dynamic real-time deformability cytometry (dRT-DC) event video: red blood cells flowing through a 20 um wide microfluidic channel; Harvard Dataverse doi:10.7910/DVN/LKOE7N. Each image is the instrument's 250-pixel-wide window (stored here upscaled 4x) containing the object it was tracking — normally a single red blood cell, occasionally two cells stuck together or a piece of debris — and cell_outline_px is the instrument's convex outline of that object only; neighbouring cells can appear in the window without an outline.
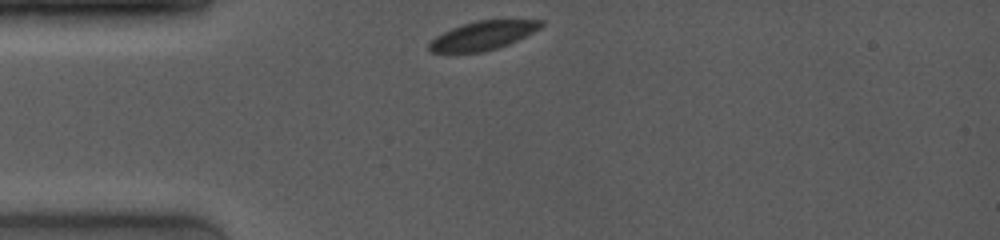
{"species": "common noctule bat (a hibernating species)", "species_latin": "Nyctalus noctula", "temperature_condition": "room temperature", "stored_images_in_passage": 42, "camera_frame_rate_fps": 4000, "um_per_image_px": 0.085, "animal": {"sex": "female", "body_mass_g": 19.0, "forearm_length_mm": 53.3}, "frame": {"image": 1, "passage_image": 1, "time_ms": 0.0, "image_size_px": [1000, 240], "cell_outline_px": [[544, 24], [540, 28], [508, 44], [484, 52], [428, 52], [428, 44], [436, 36], [452, 28], [476, 20], [544, 20]], "centroid_in_image_um": [41.02, 3.02], "position_along_channel_um": 44.0, "area_um2": 18.44}}
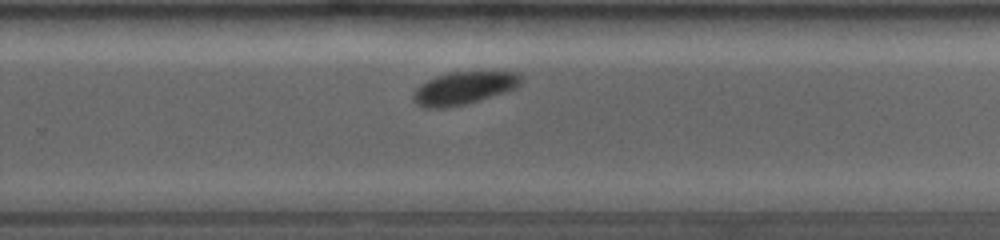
{"frame": {"image": 2, "passage_image": 28, "time_ms": 6.75, "image_size_px": [1000, 240], "cell_outline_px": [[524, 76], [520, 84], [512, 88], [464, 104], [444, 108], [424, 108], [416, 104], [412, 100], [412, 96], [416, 88], [420, 84], [436, 76], [452, 72], [520, 72]], "centroid_in_image_um": [39.36, 7.48], "position_along_channel_um": 290.4, "area_um2": 20.11}}
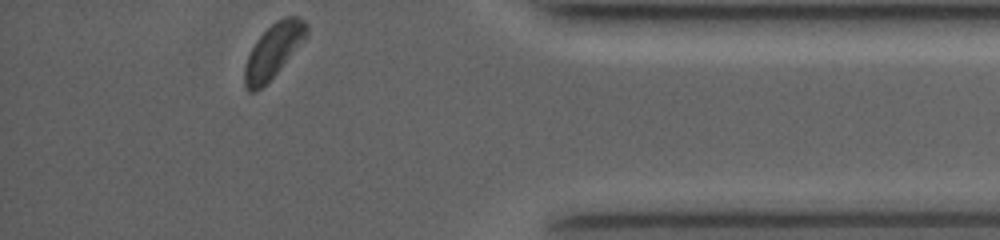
{"frame": {"image": 3, "passage_image": 42, "time_ms": 10.25, "image_size_px": [1000, 240], "cell_outline_px": [[308, 32], [304, 40], [276, 72], [260, 88], [252, 92], [248, 92], [244, 84], [244, 64], [256, 40], [276, 20], [284, 16], [296, 16], [304, 20], [308, 24]], "centroid_in_image_um": [23.23, 4.28], "position_along_channel_um": 412.0, "area_um2": 19.07}, "authors_computed_cell_mechanics": {"area_um2": 20.4034, "velocity_mm_per_s": 3.9657, "shape_relaxation_time_tau1_ms": 2.2786, "shape_relaxation_time_tau2_ms": null, "deformation_change_tau1": 0.0951, "deformation_change_tau2": null}}